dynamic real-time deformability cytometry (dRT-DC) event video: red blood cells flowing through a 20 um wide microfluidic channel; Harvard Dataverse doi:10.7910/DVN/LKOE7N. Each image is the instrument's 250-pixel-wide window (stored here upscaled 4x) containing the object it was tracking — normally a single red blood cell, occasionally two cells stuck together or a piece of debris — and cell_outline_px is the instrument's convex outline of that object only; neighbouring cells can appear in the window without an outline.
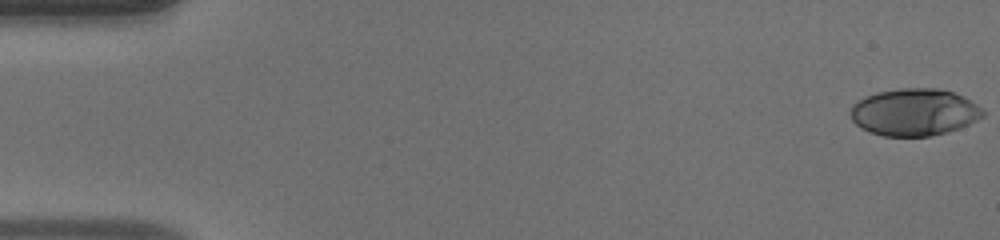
{"species": "human", "species_latin": "Homo sapiens", "temperature_condition": "warm", "stored_images_in_passage": 51, "camera_frame_rate_fps": 3000, "um_per_image_px": 0.085, "donor": {"sex": "male"}, "frame": {"image": 1, "passage_image": 1, "time_ms": 0.0, "image_size_px": [1000, 240], "cell_outline_px": [[984, 116], [960, 128], [948, 132], [932, 136], [884, 136], [868, 132], [860, 128], [852, 120], [852, 104], [864, 96], [876, 92], [900, 88], [936, 88], [952, 92], [964, 96], [976, 104], [984, 112]], "centroid_in_image_um": [77.7, 9.54], "position_along_channel_um": 7.3, "area_um2": 36.47}}
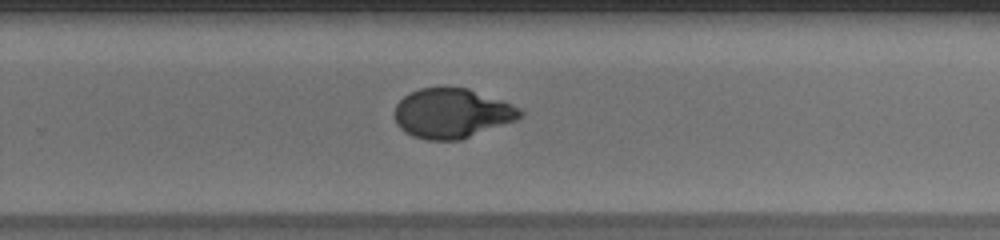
{"frame": {"image": 2, "passage_image": 34, "time_ms": 11.0, "image_size_px": [1000, 240], "cell_outline_px": [[524, 112], [516, 120], [460, 140], [424, 140], [412, 136], [404, 132], [396, 124], [396, 104], [404, 96], [420, 88], [468, 88], [508, 104]], "centroid_in_image_um": [38.36, 9.66], "position_along_channel_um": 291.4, "area_um2": 35.66}}
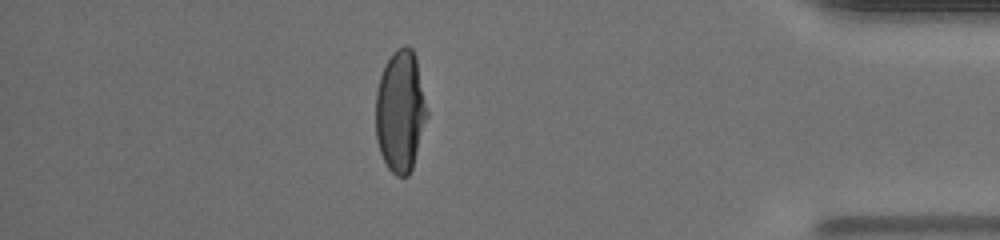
{"frame": {"image": 3, "passage_image": 45, "time_ms": 14.667, "image_size_px": [1000, 240], "cell_outline_px": [[428, 116], [412, 168], [408, 176], [396, 176], [388, 168], [380, 152], [376, 136], [376, 92], [380, 76], [392, 52], [396, 48], [404, 44], [412, 48], [416, 56], [428, 112]], "centroid_in_image_um": [34.04, 9.43], "position_along_channel_um": 401.2, "area_um2": 36.47}, "authors_computed_cell_mechanics": {"area_um2": 36.4718, "velocity_mm_per_s": 4.0406, "shape_relaxation_time_tau1_ms": 8.4994, "shape_relaxation_time_tau2_ms": 0.7611, "deformation_change_tau1": 0.3332, "deformation_change_tau2": 0.0518}}